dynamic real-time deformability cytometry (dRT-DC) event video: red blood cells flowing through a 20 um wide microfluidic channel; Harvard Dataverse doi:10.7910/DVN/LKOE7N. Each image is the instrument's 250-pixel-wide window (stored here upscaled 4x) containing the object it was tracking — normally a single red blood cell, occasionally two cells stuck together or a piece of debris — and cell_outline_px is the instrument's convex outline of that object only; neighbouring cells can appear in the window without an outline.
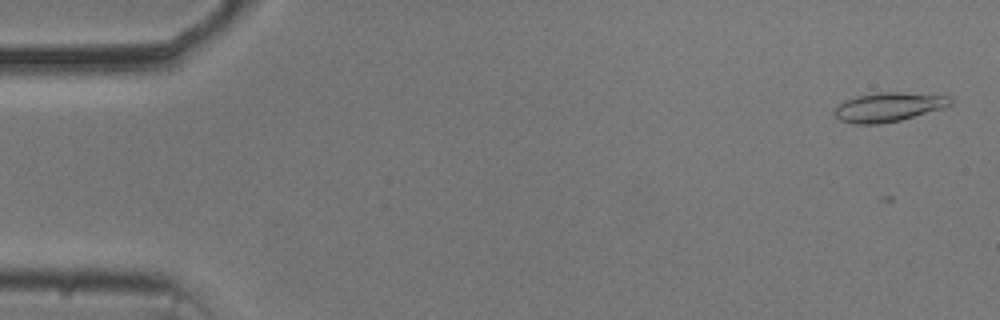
{"species": "common noctule bat (a hibernating species)", "species_latin": "Nyctalus noctula", "temperature_condition": "cold", "stored_images_in_passage": 45, "camera_frame_rate_fps": 3000, "um_per_image_px": 0.085, "animal": {"sex": "male", "body_mass_g": 20.5, "forearm_length_mm": 52.5}, "frame": {"image": 1, "passage_image": 3, "time_ms": 0.667, "image_size_px": [1000, 320], "cell_outline_px": [[952, 104], [944, 108], [900, 120], [880, 124], [852, 124], [840, 120], [832, 112], [844, 100], [856, 96], [872, 92], [904, 92], [948, 96], [952, 100]], "centroid_in_image_um": [75.5, 9.09], "position_along_channel_um": 9.5, "area_um2": 19.83}}
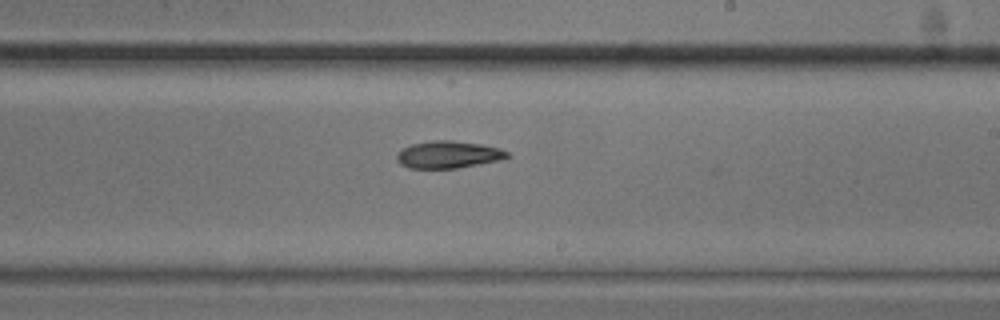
{"frame": {"image": 2, "passage_image": 33, "time_ms": 10.667, "image_size_px": [1000, 320], "cell_outline_px": [[512, 156], [500, 160], [456, 168], [408, 168], [400, 164], [396, 160], [396, 152], [400, 148], [412, 144], [432, 140], [452, 140], [480, 144], [500, 148], [508, 152]], "centroid_in_image_um": [38.07, 13.13], "position_along_channel_um": 250.9, "area_um2": 17.69}}
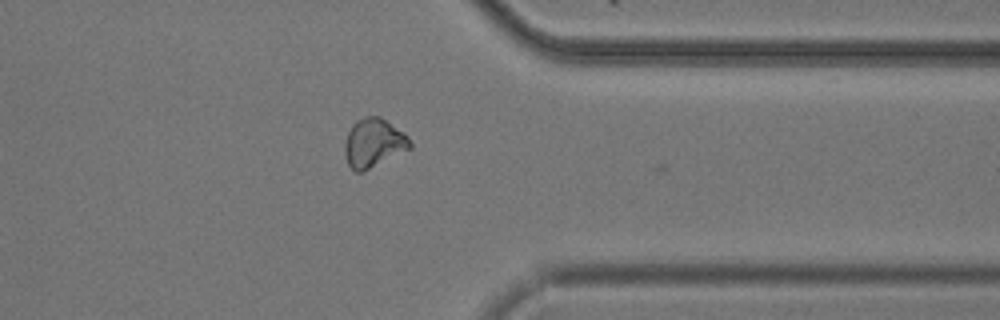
{"frame": {"image": 3, "passage_image": 44, "time_ms": 14.333, "image_size_px": [1000, 320], "cell_outline_px": [[412, 148], [360, 172], [356, 172], [348, 164], [344, 156], [344, 144], [348, 132], [352, 124], [356, 120], [364, 116], [380, 116], [404, 132], [408, 136], [412, 144]], "centroid_in_image_um": [31.75, 12.12], "position_along_channel_um": 379.6, "area_um2": 18.55}}